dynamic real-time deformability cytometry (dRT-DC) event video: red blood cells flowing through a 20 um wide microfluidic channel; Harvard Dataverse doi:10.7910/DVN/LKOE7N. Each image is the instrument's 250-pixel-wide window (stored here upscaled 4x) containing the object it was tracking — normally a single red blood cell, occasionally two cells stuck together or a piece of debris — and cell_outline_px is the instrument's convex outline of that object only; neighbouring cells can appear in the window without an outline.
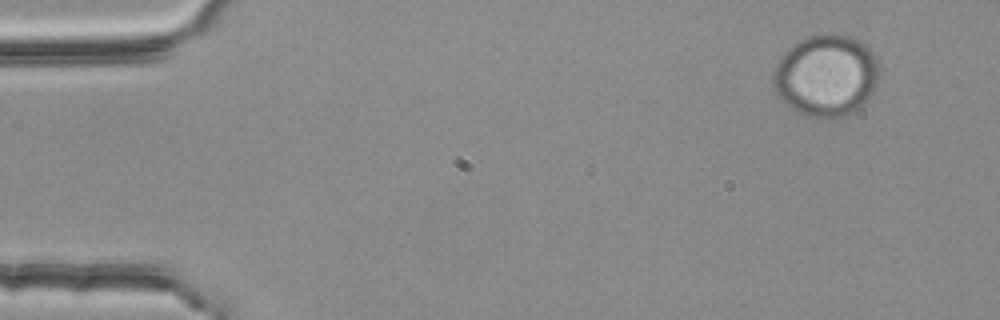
{"species": "common noctule bat (a hibernating species)", "species_latin": "Nyctalus noctula", "temperature_condition": "room temperature", "stored_images_in_passage": 4, "camera_frame_rate_fps": 3000, "um_per_image_px": 0.085, "animal": {"sex": "female", "body_mass_g": 25.1}, "frame": {"image": 1, "passage_image": 1, "time_ms": 0.0, "image_size_px": [1000, 320], "cell_outline_px": [[880, 72], [876, 84], [868, 100], [856, 112], [832, 120], [804, 116], [796, 112], [780, 100], [772, 84], [772, 76], [776, 64], [784, 52], [788, 48], [800, 40], [824, 32], [836, 32], [848, 36], [864, 44], [876, 56], [880, 64]], "centroid_in_image_um": [70.23, 6.45], "position_along_channel_um": 14.8, "area_um2": 51.62}}
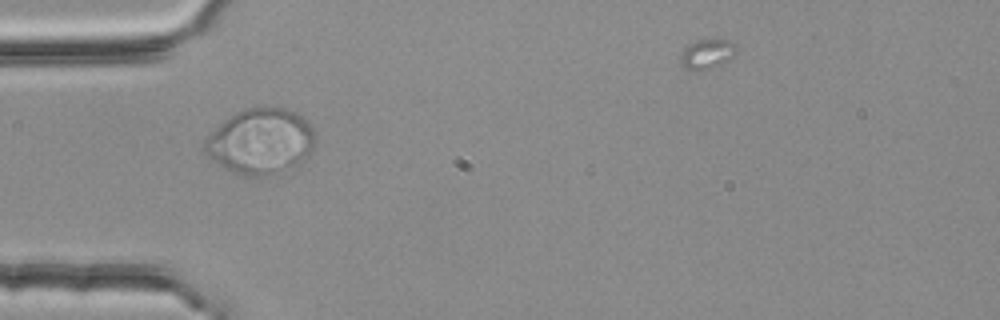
{"frame": {"image": 2, "passage_image": 4, "time_ms": 1.0, "image_size_px": [1000, 320], "cell_outline_px": [[316, 144], [308, 156], [296, 168], [256, 176], [244, 176], [220, 164], [208, 156], [204, 152], [204, 140], [224, 120], [236, 112], [244, 108], [284, 108], [296, 112], [316, 132]], "centroid_in_image_um": [22.2, 12.01], "position_along_channel_um": 62.8, "area_um2": 41.91}}